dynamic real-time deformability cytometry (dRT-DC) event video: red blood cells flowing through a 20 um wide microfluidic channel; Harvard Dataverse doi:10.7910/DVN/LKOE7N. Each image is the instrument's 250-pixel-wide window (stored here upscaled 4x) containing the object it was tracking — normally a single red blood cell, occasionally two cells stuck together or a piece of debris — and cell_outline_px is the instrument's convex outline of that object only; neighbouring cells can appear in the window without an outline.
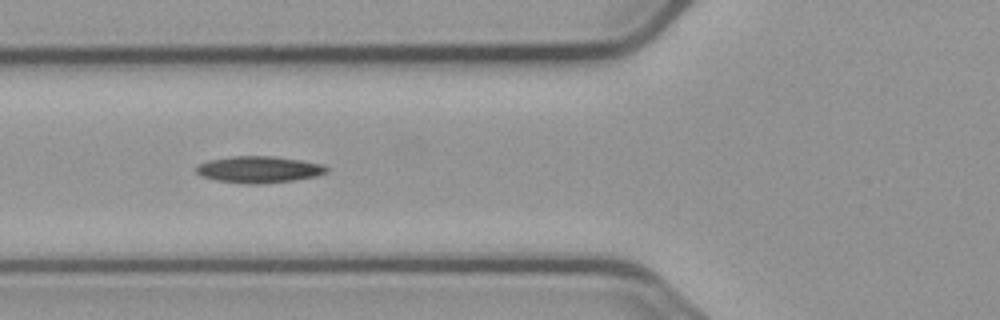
{"species": "common noctule bat (a hibernating species)", "species_latin": "Nyctalus noctula", "temperature_condition": "cold", "stored_images_in_passage": 7, "camera_frame_rate_fps": 3000, "um_per_image_px": 0.085, "animal": {"sex": "male", "body_mass_g": 23.1, "forearm_length_mm": 52.7}, "frame": {"image": 1, "passage_image": 6, "time_ms": 6.667, "image_size_px": [1000, 320], "cell_outline_px": [[328, 172], [316, 176], [296, 180], [260, 184], [244, 184], [216, 180], [200, 176], [196, 172], [196, 164], [208, 160], [232, 156], [272, 156], [300, 160], [324, 164], [328, 168]], "centroid_in_image_um": [21.99, 14.41], "position_along_channel_um": 103.8, "area_um2": 20.46}}
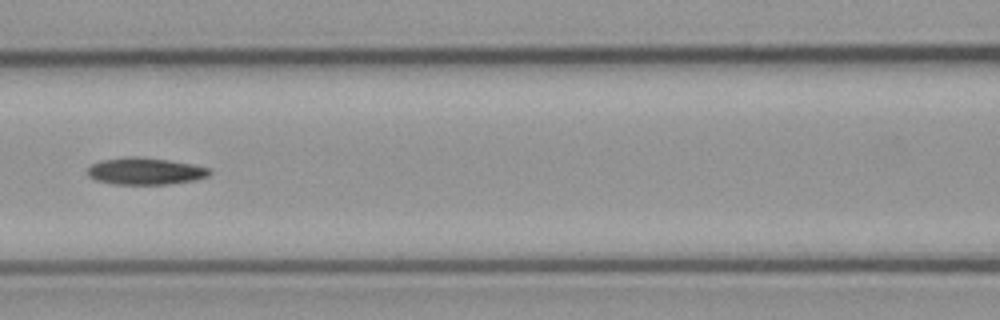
{"frame": {"image": 2, "passage_image": 7, "time_ms": 8.0, "image_size_px": [1000, 320], "cell_outline_px": [[212, 172], [208, 176], [196, 180], [168, 184], [112, 184], [96, 180], [88, 176], [88, 168], [92, 164], [100, 160], [124, 156], [140, 156], [168, 160], [192, 164], [208, 168]], "centroid_in_image_um": [12.33, 14.54], "position_along_channel_um": 154.3, "area_um2": 19.31}}